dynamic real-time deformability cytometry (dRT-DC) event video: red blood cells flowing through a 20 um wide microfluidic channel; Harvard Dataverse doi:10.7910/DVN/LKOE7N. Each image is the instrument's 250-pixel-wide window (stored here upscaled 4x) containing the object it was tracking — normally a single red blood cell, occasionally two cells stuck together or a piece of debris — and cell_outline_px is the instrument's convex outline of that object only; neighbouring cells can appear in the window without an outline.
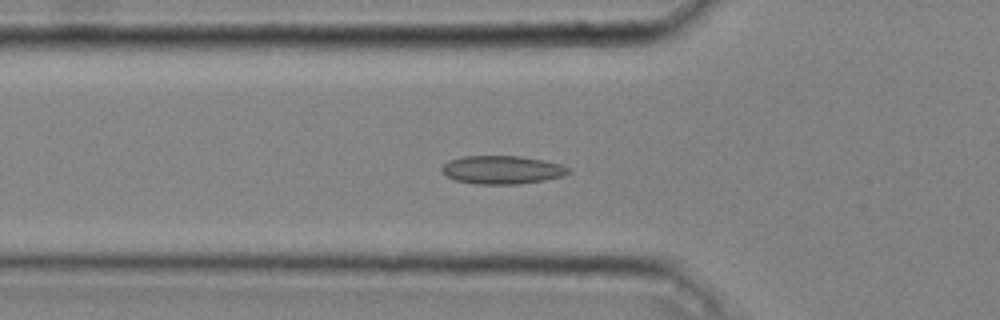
{"species": "common noctule bat (a hibernating species)", "species_latin": "Nyctalus noctula", "temperature_condition": "cold", "stored_images_in_passage": 35, "camera_frame_rate_fps": 3000, "um_per_image_px": 0.085, "animal": {"sex": "male", "body_mass_g": 20.4}, "frame": {"image": 1, "passage_image": 4, "time_ms": 1.0, "image_size_px": [1000, 320], "cell_outline_px": [[572, 172], [564, 176], [544, 180], [516, 184], [476, 184], [456, 180], [448, 176], [440, 168], [448, 160], [464, 156], [520, 156], [544, 160], [560, 164], [568, 168]], "centroid_in_image_um": [42.7, 14.43], "position_along_channel_um": 83.1, "area_um2": 20.81}}
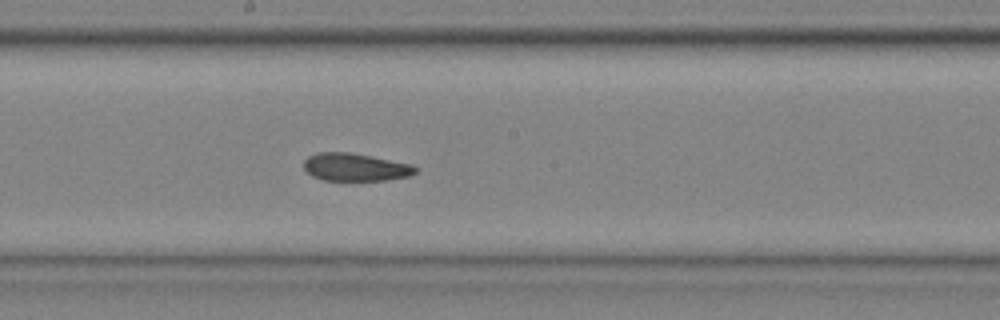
{"frame": {"image": 2, "passage_image": 14, "time_ms": 4.333, "image_size_px": [1000, 320], "cell_outline_px": [[416, 172], [412, 176], [384, 180], [324, 180], [312, 176], [304, 168], [304, 160], [308, 156], [316, 152], [352, 152], [412, 164], [416, 168]], "centroid_in_image_um": [30.2, 14.2], "position_along_channel_um": 218.0, "area_um2": 18.15}}
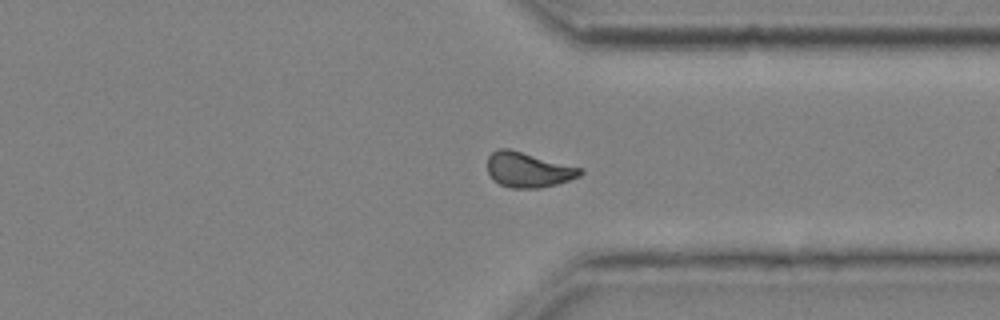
{"frame": {"image": 3, "passage_image": 25, "time_ms": 8.0, "image_size_px": [1000, 320], "cell_outline_px": [[584, 172], [580, 176], [556, 184], [540, 188], [512, 188], [500, 184], [492, 180], [488, 172], [488, 156], [492, 152], [500, 148], [508, 148], [584, 168]], "centroid_in_image_um": [44.91, 14.43], "position_along_channel_um": 366.5, "area_um2": 19.07}, "authors_computed_cell_mechanics": {"area_um2": 18.8428, "velocity_mm_per_s": 4.0472, "shape_relaxation_time_tau1_ms": null, "shape_relaxation_time_tau2_ms": 1.2636, "deformation_change_tau1": null, "deformation_change_tau2": 0.0551}}